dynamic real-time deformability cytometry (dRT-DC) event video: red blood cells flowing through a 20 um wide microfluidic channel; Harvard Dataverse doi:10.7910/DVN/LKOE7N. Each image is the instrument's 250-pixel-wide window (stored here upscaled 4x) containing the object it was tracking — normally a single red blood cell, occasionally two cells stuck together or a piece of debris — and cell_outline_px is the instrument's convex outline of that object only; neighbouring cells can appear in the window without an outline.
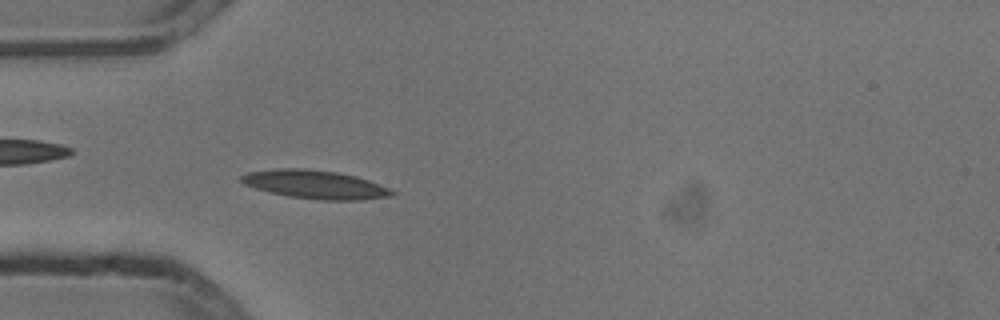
{"species": "common noctule bat (a hibernating species)", "species_latin": "Nyctalus noctula", "temperature_condition": "cold", "stored_images_in_passage": 4, "camera_frame_rate_fps": 3000, "um_per_image_px": 0.085, "animal": {"sex": "male", "body_mass_g": 13.3}, "frame": {"image": 1, "passage_image": 4, "time_ms": 1.0, "image_size_px": [1000, 320], "cell_outline_px": [[396, 192], [392, 196], [360, 200], [320, 200], [288, 196], [268, 192], [244, 184], [240, 180], [240, 176], [248, 172], [276, 168], [304, 168], [336, 172], [356, 176], [368, 180], [388, 188]], "centroid_in_image_um": [26.76, 15.68], "position_along_channel_um": 58.2, "area_um2": 24.97}}